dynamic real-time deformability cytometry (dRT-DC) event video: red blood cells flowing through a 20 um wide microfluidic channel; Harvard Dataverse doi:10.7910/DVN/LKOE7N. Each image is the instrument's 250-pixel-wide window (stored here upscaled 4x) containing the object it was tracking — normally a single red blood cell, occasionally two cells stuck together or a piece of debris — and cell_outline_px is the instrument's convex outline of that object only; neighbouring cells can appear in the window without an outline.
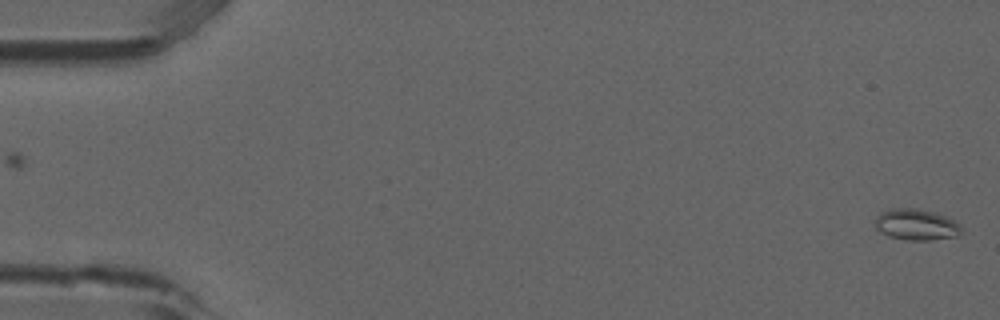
{"species": "common noctule bat (a hibernating species)", "species_latin": "Nyctalus noctula", "temperature_condition": "room temperature", "stored_images_in_passage": 7, "camera_frame_rate_fps": 3000, "um_per_image_px": 0.085, "animal": {"sex": "male", "forearm_length_mm": 52.5}, "frame": {"image": 1, "passage_image": 1, "time_ms": 0.0, "image_size_px": [1000, 320], "cell_outline_px": [[964, 228], [956, 236], [932, 240], [904, 240], [888, 236], [880, 232], [876, 228], [876, 216], [880, 212], [892, 208], [916, 208], [936, 212], [956, 220]], "centroid_in_image_um": [77.9, 19.08], "position_along_channel_um": 7.1, "area_um2": 15.95}}
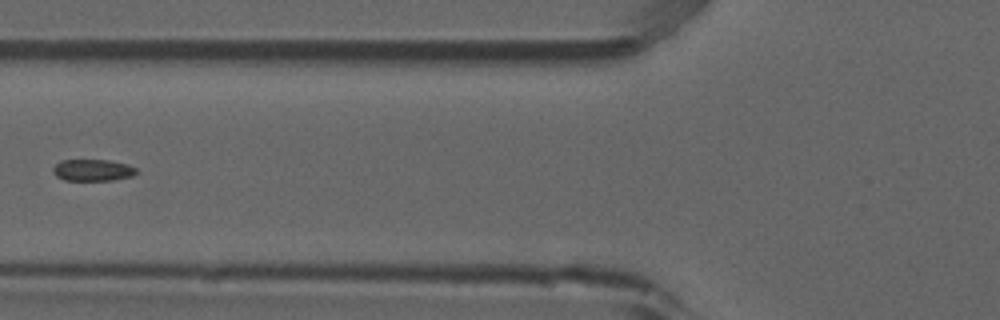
{"frame": {"image": 2, "passage_image": 6, "time_ms": 1.667, "image_size_px": [1000, 320], "cell_outline_px": [[136, 172], [132, 176], [112, 180], [64, 180], [56, 176], [52, 172], [52, 168], [60, 160], [108, 160], [128, 164], [136, 168]], "centroid_in_image_um": [7.85, 14.46], "position_along_channel_um": 117.9, "area_um2": 10.52}}
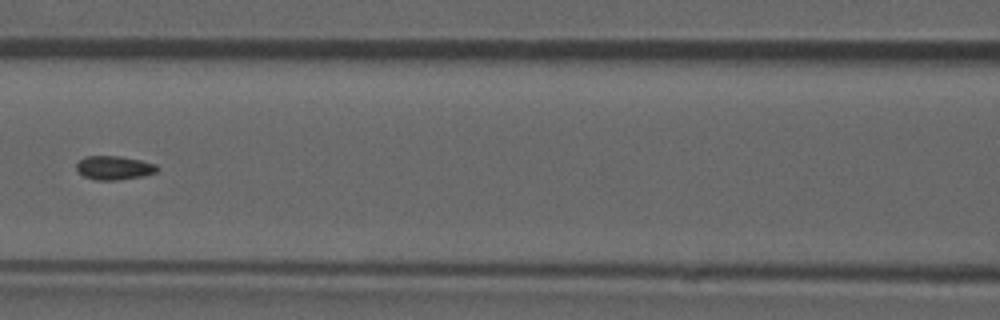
{"frame": {"image": 3, "passage_image": 7, "time_ms": 2.0, "image_size_px": [1000, 320], "cell_outline_px": [[160, 168], [156, 172], [144, 176], [116, 180], [96, 180], [84, 176], [76, 168], [76, 164], [84, 156], [120, 156], [140, 160], [156, 164]], "centroid_in_image_um": [9.72, 14.26], "position_along_channel_um": 156.9, "area_um2": 11.21}}